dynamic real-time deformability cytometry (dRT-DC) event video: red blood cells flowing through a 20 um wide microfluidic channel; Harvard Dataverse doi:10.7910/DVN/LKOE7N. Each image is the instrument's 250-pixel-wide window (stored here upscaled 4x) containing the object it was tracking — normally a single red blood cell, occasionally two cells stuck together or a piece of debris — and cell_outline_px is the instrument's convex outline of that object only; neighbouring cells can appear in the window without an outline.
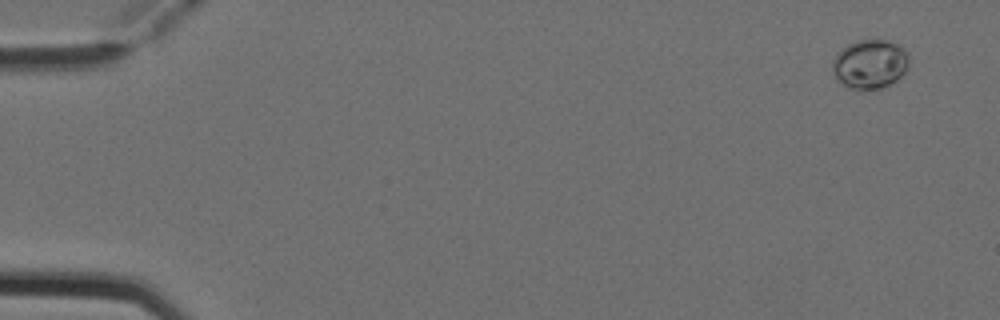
{"species": "Egyptian fruit bat (a non-hibernating species)", "species_latin": "Rousettus aegyptiacus", "temperature_condition": "cold", "stored_images_in_passage": 4, "camera_frame_rate_fps": 3000, "um_per_image_px": 0.085, "animal": {"sex": "female"}, "frame": {"image": 1, "passage_image": 2, "time_ms": 0.333, "image_size_px": [1000, 320], "cell_outline_px": [[908, 68], [896, 80], [880, 88], [860, 92], [848, 88], [840, 84], [836, 80], [832, 72], [832, 60], [836, 52], [840, 48], [856, 40], [884, 40], [896, 44], [904, 48], [908, 52]], "centroid_in_image_um": [73.88, 5.47], "position_along_channel_um": 11.1, "area_um2": 22.48}}